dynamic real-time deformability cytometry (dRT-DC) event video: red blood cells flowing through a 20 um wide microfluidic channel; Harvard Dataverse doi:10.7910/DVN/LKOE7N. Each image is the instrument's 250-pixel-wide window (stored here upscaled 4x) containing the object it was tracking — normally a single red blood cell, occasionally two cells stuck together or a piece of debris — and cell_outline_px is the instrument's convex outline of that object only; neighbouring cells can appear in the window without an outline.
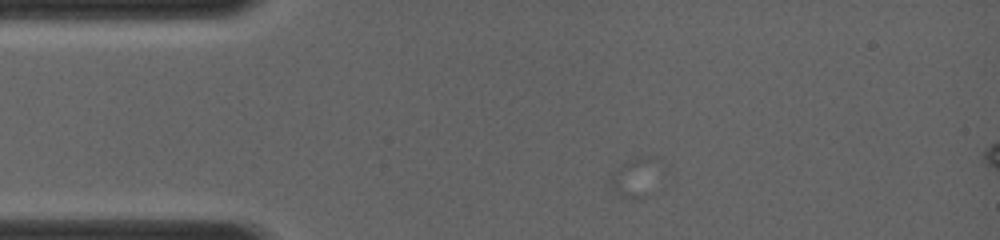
{"species": "common noctule bat (a hibernating species)", "species_latin": "Nyctalus noctula", "temperature_condition": "room temperature", "stored_images_in_passage": 6, "camera_frame_rate_fps": 4000, "um_per_image_px": 0.085, "animal": {"sex": "female", "body_mass_g": 19.0, "forearm_length_mm": 56.7}, "frame": {"image": 1, "passage_image": 1, "time_ms": 0.0, "image_size_px": [1000, 240], "cell_outline_px": [[660, 156], [644, 196], [636, 200], [632, 200], [620, 196], [608, 184], [608, 176], [620, 164], [628, 160], [648, 156]], "centroid_in_image_um": [53.83, 15.05], "position_along_channel_um": 31.2, "area_um2": 10.75}}